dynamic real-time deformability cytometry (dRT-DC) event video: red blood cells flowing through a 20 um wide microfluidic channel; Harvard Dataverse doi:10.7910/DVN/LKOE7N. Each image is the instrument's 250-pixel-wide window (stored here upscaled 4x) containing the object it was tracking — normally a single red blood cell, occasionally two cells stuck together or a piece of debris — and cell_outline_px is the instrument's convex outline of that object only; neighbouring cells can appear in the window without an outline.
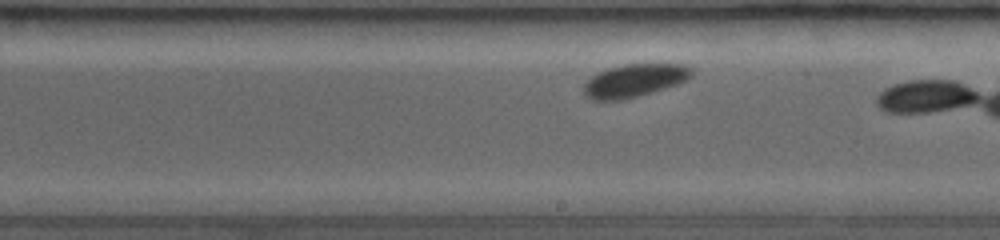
{"species": "common noctule bat (a hibernating species)", "species_latin": "Nyctalus noctula", "temperature_condition": "room temperature", "stored_images_in_passage": 30, "camera_frame_rate_fps": 3500, "um_per_image_px": 0.085, "animal": {"sex": "female", "body_mass_g": 19.0, "forearm_length_mm": 53.3}, "frame": {"image": 1, "passage_image": 18, "time_ms": 4.857, "image_size_px": [1000, 240], "cell_outline_px": [[696, 68], [692, 76], [676, 84], [664, 88], [636, 96], [616, 100], [596, 100], [588, 96], [584, 92], [584, 84], [596, 72], [608, 68], [624, 64], [688, 64]], "centroid_in_image_um": [53.97, 6.81], "position_along_channel_um": 235.0, "area_um2": 20.52}}